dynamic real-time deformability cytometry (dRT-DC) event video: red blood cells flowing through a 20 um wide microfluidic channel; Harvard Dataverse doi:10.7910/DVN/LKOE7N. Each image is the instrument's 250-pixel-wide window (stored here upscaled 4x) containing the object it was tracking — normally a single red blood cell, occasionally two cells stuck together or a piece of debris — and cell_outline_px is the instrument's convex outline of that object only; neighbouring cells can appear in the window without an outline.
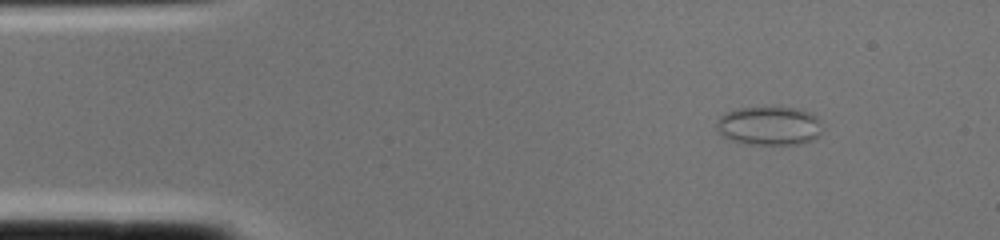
{"species": "common noctule bat (a hibernating species)", "species_latin": "Nyctalus noctula", "temperature_condition": "cold", "stored_images_in_passage": 1, "camera_frame_rate_fps": 3000, "um_per_image_px": 0.085, "animal": {"sex": "female", "body_mass_g": 22.0, "forearm_length_mm": 56.7}, "frame": {"image": 1, "passage_image": 1, "time_ms": 0.0, "image_size_px": [1000, 240], "cell_outline_px": [[820, 132], [812, 140], [796, 144], [744, 144], [732, 140], [724, 136], [716, 128], [716, 120], [724, 112], [736, 108], [796, 108], [812, 112], [816, 116]], "centroid_in_image_um": [65.32, 10.69], "position_along_channel_um": 19.7, "area_um2": 23.64}}